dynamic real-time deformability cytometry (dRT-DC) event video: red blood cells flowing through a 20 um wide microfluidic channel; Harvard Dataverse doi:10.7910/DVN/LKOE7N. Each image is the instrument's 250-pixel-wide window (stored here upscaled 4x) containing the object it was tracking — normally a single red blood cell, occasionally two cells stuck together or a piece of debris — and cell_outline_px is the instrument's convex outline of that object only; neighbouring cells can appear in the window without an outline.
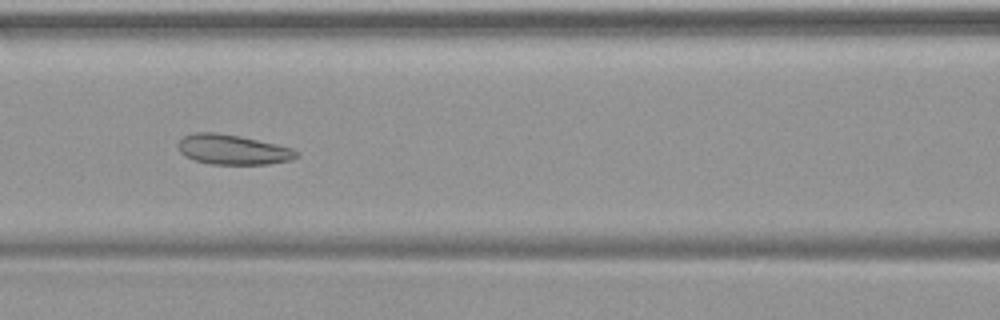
{"species": "common noctule bat (a hibernating species)", "species_latin": "Nyctalus noctula", "temperature_condition": "warm", "stored_images_in_passage": 49, "camera_frame_rate_fps": 3000, "um_per_image_px": 0.085, "animal": {"sex": "female", "body_mass_g": 19.9}, "frame": {"image": 1, "passage_image": 22, "time_ms": 7.0, "image_size_px": [1000, 320], "cell_outline_px": [[300, 156], [292, 160], [268, 164], [208, 164], [184, 156], [180, 152], [176, 144], [184, 136], [196, 132], [216, 132], [240, 136], [276, 144], [292, 148], [300, 152]], "centroid_in_image_um": [19.8, 12.72], "position_along_channel_um": 146.8, "area_um2": 20.81}}
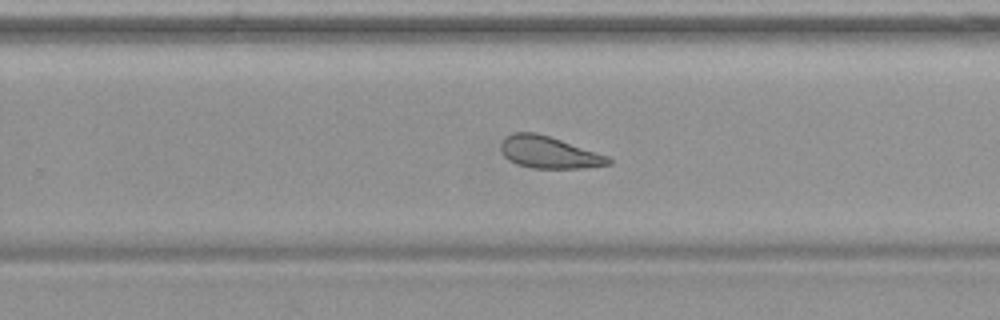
{"frame": {"image": 2, "passage_image": 32, "time_ms": 10.333, "image_size_px": [1000, 320], "cell_outline_px": [[612, 164], [584, 168], [532, 168], [516, 164], [508, 160], [504, 156], [500, 148], [500, 144], [504, 136], [512, 132], [536, 132], [608, 156], [612, 160]], "centroid_in_image_um": [46.61, 12.95], "position_along_channel_um": 283.2, "area_um2": 20.06}}
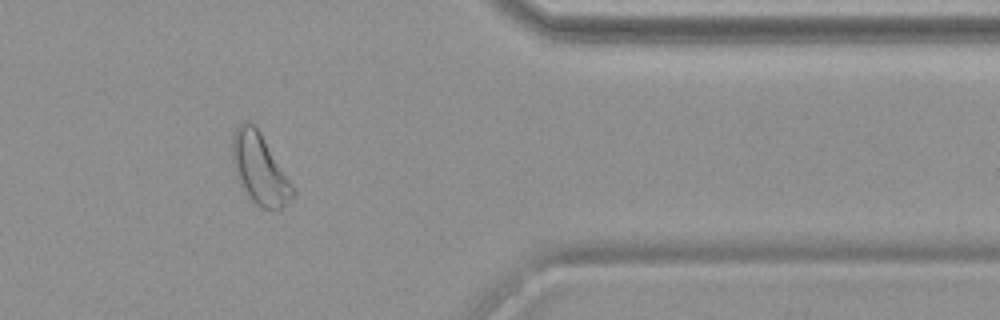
{"frame": {"image": 3, "passage_image": 41, "time_ms": 13.333, "image_size_px": [1000, 320], "cell_outline_px": [[296, 196], [276, 212], [264, 208], [256, 204], [248, 196], [240, 184], [236, 176], [232, 160], [232, 136], [236, 128], [244, 120], [248, 120], [260, 132], [292, 184], [296, 192]], "centroid_in_image_um": [22.07, 14.39], "position_along_channel_um": 389.3, "area_um2": 24.85}}